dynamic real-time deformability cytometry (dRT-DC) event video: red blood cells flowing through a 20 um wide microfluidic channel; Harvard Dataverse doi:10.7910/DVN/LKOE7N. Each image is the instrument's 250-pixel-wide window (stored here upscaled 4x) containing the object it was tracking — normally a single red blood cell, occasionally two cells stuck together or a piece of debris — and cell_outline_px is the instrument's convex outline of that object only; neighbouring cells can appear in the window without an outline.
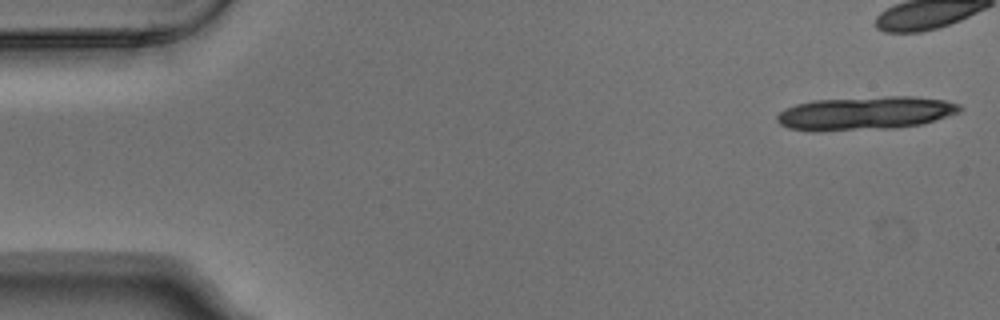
{"species": "Egyptian fruit bat (a non-hibernating species)", "species_latin": "Rousettus aegyptiacus", "temperature_condition": "warm", "stored_images_in_passage": 4, "camera_frame_rate_fps": 3000, "um_per_image_px": 0.085, "animal": {"sex": "male"}, "frame": {"image": 1, "passage_image": 1, "time_ms": 0.0, "image_size_px": [1000, 320], "cell_outline_px": [[964, 108], [960, 112], [924, 124], [892, 128], [812, 132], [788, 128], [780, 124], [776, 120], [776, 116], [784, 108], [796, 104], [812, 100], [884, 96], [912, 96], [944, 100], [960, 104]], "centroid_in_image_um": [73.54, 9.62], "position_along_channel_um": 11.5, "area_um2": 36.13}}